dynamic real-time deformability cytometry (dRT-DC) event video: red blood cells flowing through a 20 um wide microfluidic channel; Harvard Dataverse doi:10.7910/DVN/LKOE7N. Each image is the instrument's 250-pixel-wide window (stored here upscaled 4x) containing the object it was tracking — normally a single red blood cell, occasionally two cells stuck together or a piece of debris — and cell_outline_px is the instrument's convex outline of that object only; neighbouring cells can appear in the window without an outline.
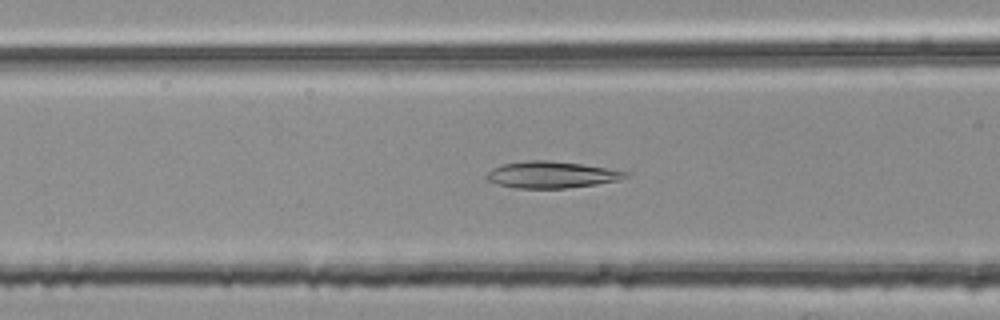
{"species": "common noctule bat (a hibernating species)", "species_latin": "Nyctalus noctula", "temperature_condition": "room temperature", "stored_images_in_passage": 37, "camera_frame_rate_fps": 3000, "um_per_image_px": 0.085, "animal": {"sex": "female", "body_mass_g": 25.1}, "frame": {"image": 1, "passage_image": 5, "time_ms": 1.333, "image_size_px": [1000, 320], "cell_outline_px": [[628, 172], [620, 180], [596, 184], [568, 188], [516, 188], [496, 184], [488, 180], [484, 176], [492, 168], [504, 164], [528, 160], [548, 160], [580, 164]], "centroid_in_image_um": [46.8, 14.85], "position_along_channel_um": 119.8, "area_um2": 21.27}}
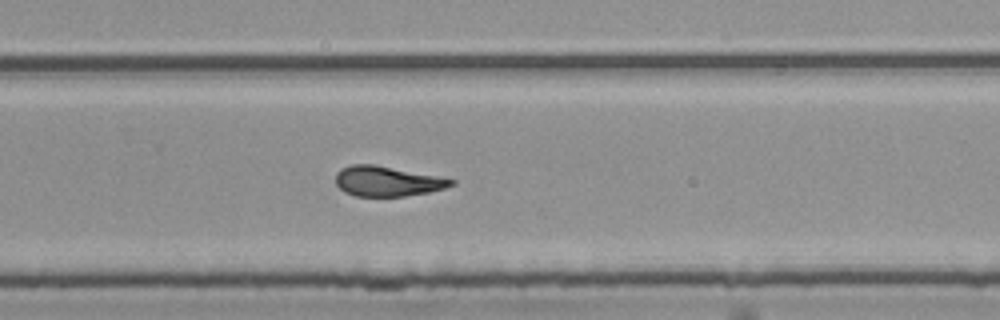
{"frame": {"image": 2, "passage_image": 19, "time_ms": 6.0, "image_size_px": [1000, 320], "cell_outline_px": [[456, 184], [444, 188], [428, 192], [404, 196], [356, 196], [344, 192], [336, 184], [336, 172], [340, 168], [352, 164], [376, 164], [456, 180]], "centroid_in_image_um": [32.89, 15.4], "position_along_channel_um": 296.9, "area_um2": 20.23}}
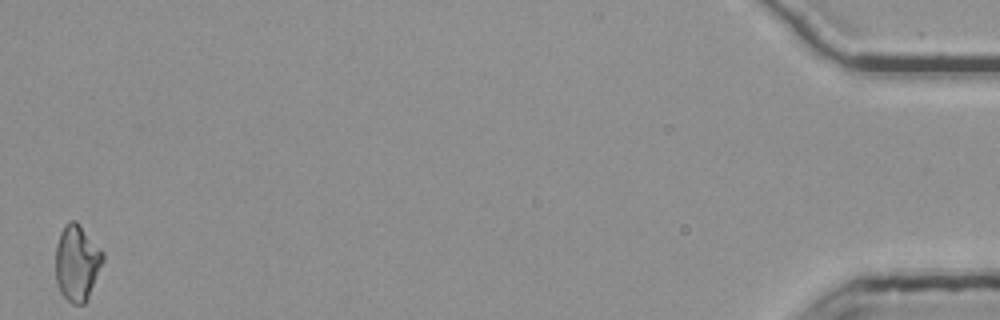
{"frame": {"image": 3, "passage_image": 37, "time_ms": 12.0, "image_size_px": [1000, 320], "cell_outline_px": [[104, 260], [88, 296], [84, 304], [72, 304], [60, 292], [56, 280], [56, 244], [60, 232], [64, 224], [68, 220], [76, 220], [80, 224], [104, 252]], "centroid_in_image_um": [6.54, 22.29], "position_along_channel_um": 428.7, "area_um2": 20.98}, "authors_computed_cell_mechanics": {"area_um2": 20.519, "velocity_mm_per_s": 3.7987, "shape_relaxation_time_tau1_ms": null, "shape_relaxation_time_tau2_ms": 3.5289, "deformation_change_tau1": null, "deformation_change_tau2": 0.1165}}